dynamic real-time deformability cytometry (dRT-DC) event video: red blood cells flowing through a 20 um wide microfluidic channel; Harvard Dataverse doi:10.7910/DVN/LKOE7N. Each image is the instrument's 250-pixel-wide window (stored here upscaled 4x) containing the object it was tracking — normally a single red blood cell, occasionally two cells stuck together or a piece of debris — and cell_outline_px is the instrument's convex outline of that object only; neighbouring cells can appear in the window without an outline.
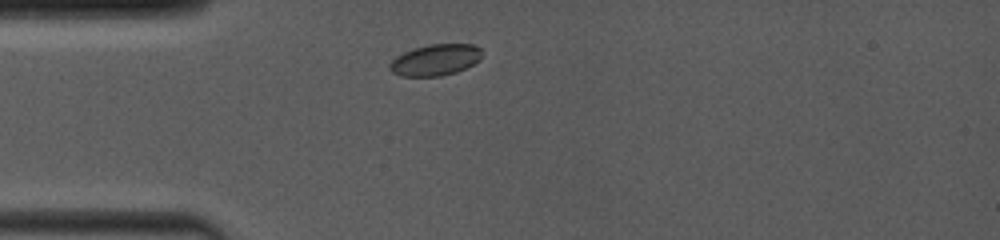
{"species": "common noctule bat (a hibernating species)", "species_latin": "Nyctalus noctula", "temperature_condition": "room temperature", "stored_images_in_passage": 6, "camera_frame_rate_fps": 4000, "um_per_image_px": 0.085, "animal": {"sex": "female", "body_mass_g": 19.0, "forearm_length_mm": 53.3}, "frame": {"image": 1, "passage_image": 1, "time_ms": 0.0, "image_size_px": [1000, 240], "cell_outline_px": [[480, 60], [456, 72], [440, 76], [404, 76], [392, 72], [392, 60], [396, 56], [404, 52], [428, 44], [476, 44], [480, 48]], "centroid_in_image_um": [37.04, 5.08], "position_along_channel_um": 48.0, "area_um2": 16.47}}